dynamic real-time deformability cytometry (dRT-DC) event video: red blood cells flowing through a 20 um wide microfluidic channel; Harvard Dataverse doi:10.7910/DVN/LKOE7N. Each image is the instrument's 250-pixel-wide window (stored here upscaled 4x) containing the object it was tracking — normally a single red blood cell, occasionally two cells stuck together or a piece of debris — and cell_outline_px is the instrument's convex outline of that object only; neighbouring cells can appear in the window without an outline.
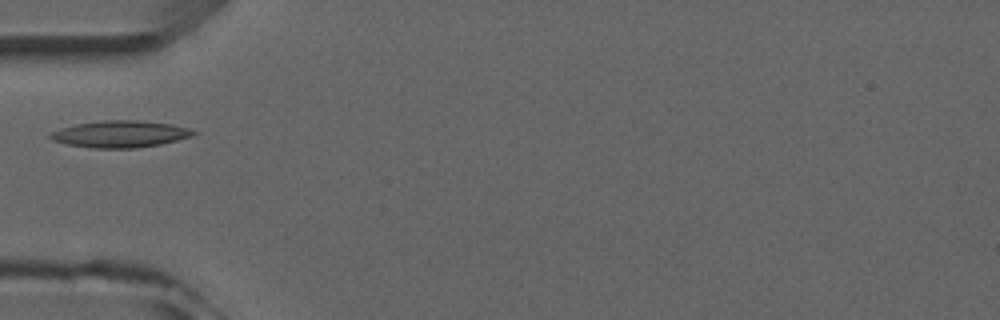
{"species": "common noctule bat (a hibernating species)", "species_latin": "Nyctalus noctula", "temperature_condition": "room temperature", "stored_images_in_passage": 4, "camera_frame_rate_fps": 3000, "um_per_image_px": 0.085, "animal": {"sex": "male", "forearm_length_mm": 52.5}, "frame": {"image": 1, "passage_image": 3, "time_ms": 2.333, "image_size_px": [1000, 320], "cell_outline_px": [[200, 132], [192, 136], [160, 144], [136, 148], [92, 148], [68, 144], [52, 140], [48, 136], [52, 132], [60, 128], [76, 124], [104, 120], [136, 120], [172, 124], [188, 128]], "centroid_in_image_um": [10.23, 11.39], "position_along_channel_um": 74.8, "area_um2": 22.25}}
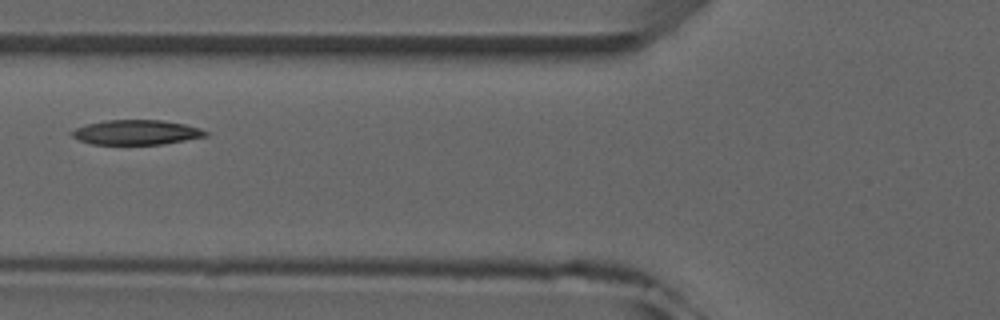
{"frame": {"image": 2, "passage_image": 4, "time_ms": 3.333, "image_size_px": [1000, 320], "cell_outline_px": [[208, 136], [164, 144], [92, 144], [80, 140], [72, 136], [68, 132], [76, 128], [88, 124], [108, 120], [164, 120], [184, 124], [200, 128], [208, 132]], "centroid_in_image_um": [11.61, 11.25], "position_along_channel_um": 114.2, "area_um2": 19.25}}